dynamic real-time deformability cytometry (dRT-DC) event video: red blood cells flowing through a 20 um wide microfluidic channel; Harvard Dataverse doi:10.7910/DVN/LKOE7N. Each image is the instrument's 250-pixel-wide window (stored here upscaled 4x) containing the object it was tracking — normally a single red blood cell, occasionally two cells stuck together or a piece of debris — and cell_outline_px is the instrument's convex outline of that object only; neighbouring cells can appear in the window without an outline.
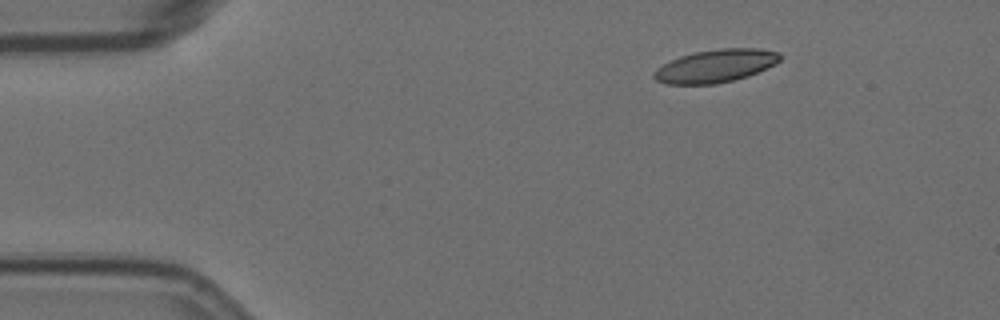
{"species": "Egyptian fruit bat (a non-hibernating species)", "species_latin": "Rousettus aegyptiacus", "temperature_condition": "room temperature", "stored_images_in_passage": 50, "camera_frame_rate_fps": 3000, "um_per_image_px": 0.085, "animal": {"sex": "female"}, "frame": {"image": 1, "passage_image": 1, "time_ms": 0.0, "image_size_px": [1000, 320], "cell_outline_px": [[780, 60], [776, 64], [748, 76], [716, 84], [664, 84], [656, 80], [652, 76], [664, 64], [680, 56], [696, 52], [720, 48], [756, 48], [780, 52]], "centroid_in_image_um": [60.86, 5.6], "position_along_channel_um": 24.1, "area_um2": 23.93}}
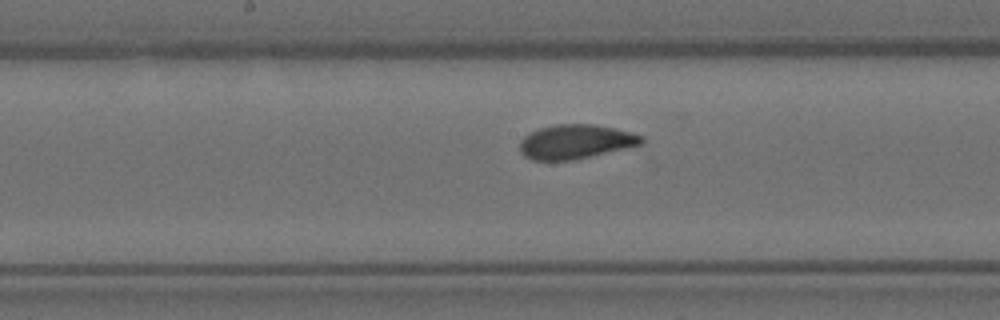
{"frame": {"image": 2, "passage_image": 22, "time_ms": 7.0, "image_size_px": [1000, 320], "cell_outline_px": [[644, 140], [640, 144], [624, 148], [572, 160], [532, 160], [524, 156], [520, 152], [520, 140], [528, 132], [540, 128], [556, 124], [592, 124], [612, 128], [644, 136]], "centroid_in_image_um": [48.85, 12.04], "position_along_channel_um": 199.3, "area_um2": 23.99}}
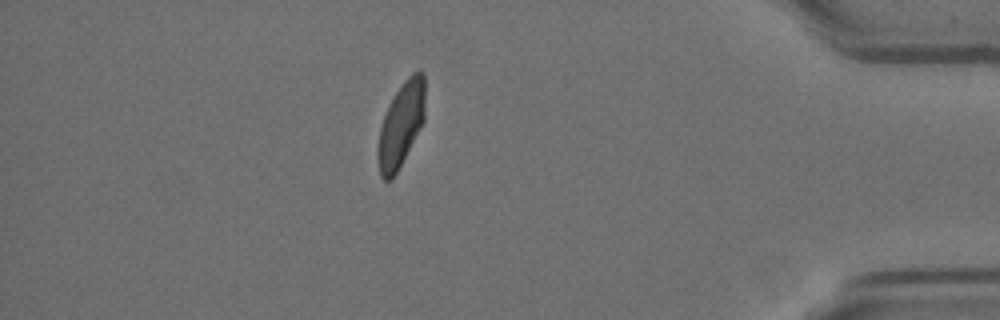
{"frame": {"image": 3, "passage_image": 43, "time_ms": 14.0, "image_size_px": [1000, 320], "cell_outline_px": [[424, 120], [420, 128], [392, 180], [384, 180], [380, 176], [376, 156], [376, 148], [380, 128], [384, 116], [396, 92], [404, 80], [412, 72], [424, 72]], "centroid_in_image_um": [34.06, 10.63], "position_along_channel_um": 401.1, "area_um2": 22.95}, "authors_computed_cell_mechanics": {"area_um2": 24.1893, "velocity_mm_per_s": 3.5, "shape_relaxation_time_tau1_ms": 4.8468, "shape_relaxation_time_tau2_ms": 0.8971, "deformation_change_tau1": 0.1571, "deformation_change_tau2": 0.0602}}